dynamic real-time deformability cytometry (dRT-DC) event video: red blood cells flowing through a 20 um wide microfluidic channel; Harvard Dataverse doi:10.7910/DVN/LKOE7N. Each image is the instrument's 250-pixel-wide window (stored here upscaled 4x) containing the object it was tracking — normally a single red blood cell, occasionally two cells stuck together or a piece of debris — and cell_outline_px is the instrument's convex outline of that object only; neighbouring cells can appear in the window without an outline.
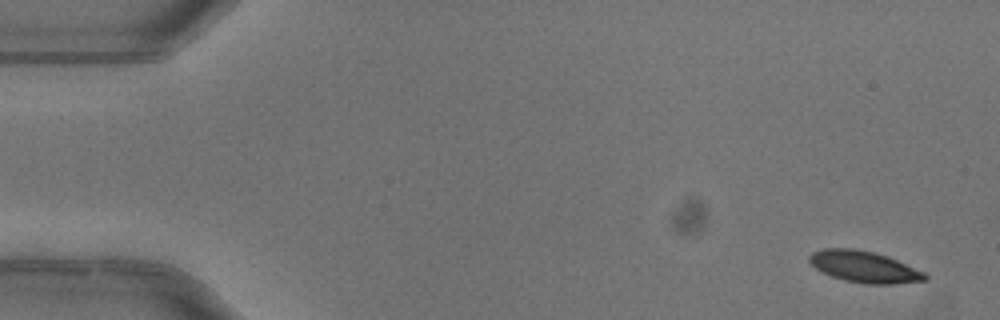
{"species": "common noctule bat (a hibernating species)", "species_latin": "Nyctalus noctula", "temperature_condition": "warm", "stored_images_in_passage": 1, "camera_frame_rate_fps": 3000, "um_per_image_px": 0.085, "animal": {"sex": "female"}, "frame": {"image": 1, "passage_image": 1, "time_ms": 0.0, "image_size_px": [1000, 320], "cell_outline_px": [[928, 280], [892, 284], [864, 284], [844, 280], [832, 276], [816, 268], [808, 260], [808, 256], [812, 252], [824, 248], [852, 248], [872, 252], [888, 256], [924, 272], [928, 276]], "centroid_in_image_um": [73.46, 22.68], "position_along_channel_um": 11.5, "area_um2": 21.1}}